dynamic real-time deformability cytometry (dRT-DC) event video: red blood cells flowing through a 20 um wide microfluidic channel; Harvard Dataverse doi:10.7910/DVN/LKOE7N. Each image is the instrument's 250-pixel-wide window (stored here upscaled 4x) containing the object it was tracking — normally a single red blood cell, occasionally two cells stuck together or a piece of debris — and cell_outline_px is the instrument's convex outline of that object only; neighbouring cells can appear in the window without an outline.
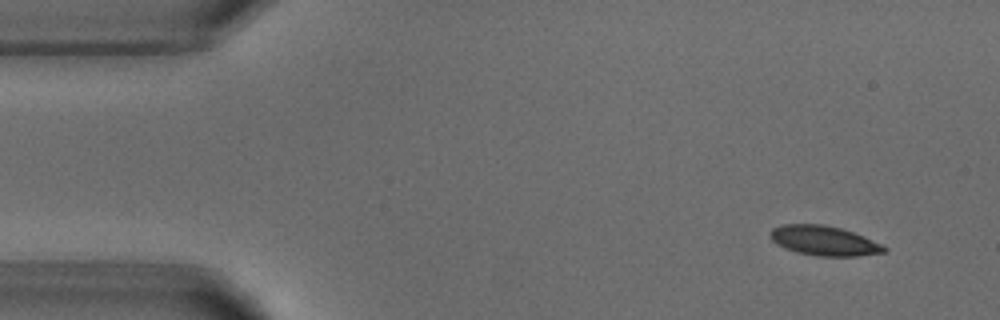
{"species": "common noctule bat (a hibernating species)", "species_latin": "Nyctalus noctula", "temperature_condition": "warm", "stored_images_in_passage": 6, "camera_frame_rate_fps": 3000, "um_per_image_px": 0.085, "animal": {"sex": "male", "body_mass_g": 18.8}, "frame": {"image": 1, "passage_image": 1, "time_ms": 0.0, "image_size_px": [1000, 320], "cell_outline_px": [[888, 248], [884, 252], [856, 256], [816, 256], [796, 252], [784, 248], [776, 244], [768, 236], [768, 232], [772, 228], [780, 224], [824, 224], [840, 228], [864, 236]], "centroid_in_image_um": [69.96, 20.45], "position_along_channel_um": 15.0, "area_um2": 19.83}}
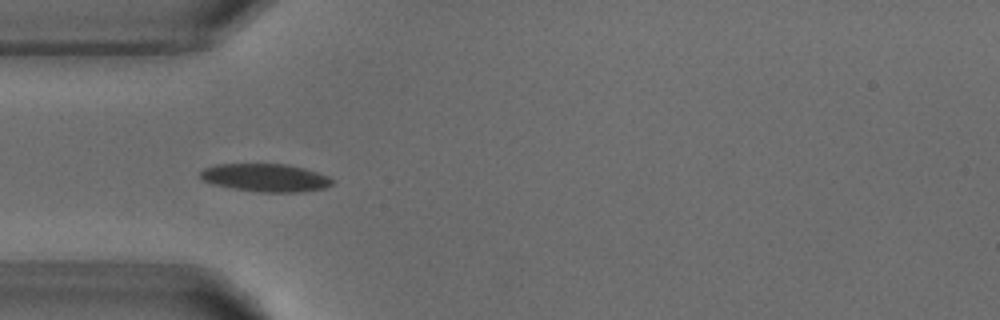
{"frame": {"image": 2, "passage_image": 4, "time_ms": 3.667, "image_size_px": [1000, 320], "cell_outline_px": [[336, 180], [332, 184], [324, 188], [304, 192], [260, 192], [232, 188], [212, 184], [204, 180], [200, 176], [200, 172], [204, 168], [216, 164], [288, 164], [304, 168], [328, 176]], "centroid_in_image_um": [22.59, 15.1], "position_along_channel_um": 62.4, "area_um2": 21.56}}
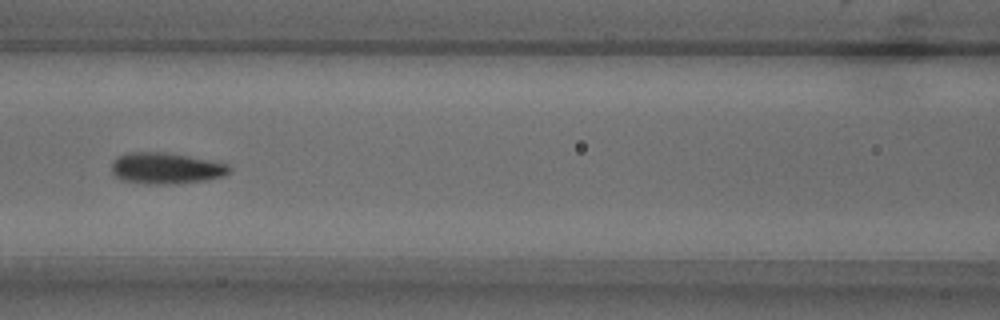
{"frame": {"image": 3, "passage_image": 6, "time_ms": 6.0, "image_size_px": [1000, 320], "cell_outline_px": [[232, 172], [224, 176], [208, 180], [176, 184], [148, 184], [120, 180], [112, 172], [112, 160], [116, 156], [128, 152], [164, 152], [188, 156], [228, 164], [232, 168]], "centroid_in_image_um": [14.11, 14.31], "position_along_channel_um": 152.5, "area_um2": 21.73}}